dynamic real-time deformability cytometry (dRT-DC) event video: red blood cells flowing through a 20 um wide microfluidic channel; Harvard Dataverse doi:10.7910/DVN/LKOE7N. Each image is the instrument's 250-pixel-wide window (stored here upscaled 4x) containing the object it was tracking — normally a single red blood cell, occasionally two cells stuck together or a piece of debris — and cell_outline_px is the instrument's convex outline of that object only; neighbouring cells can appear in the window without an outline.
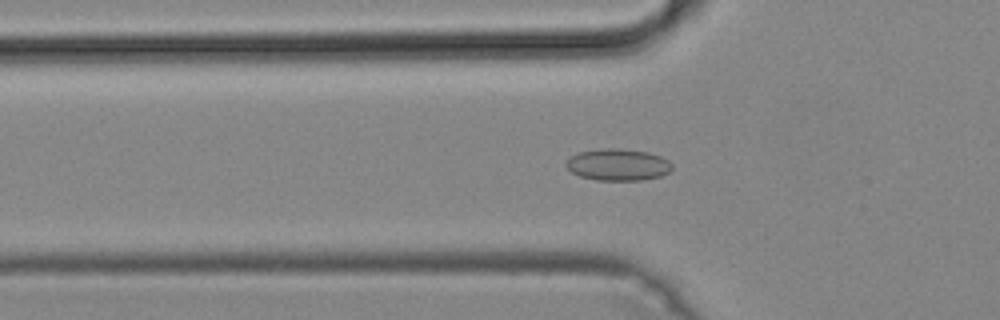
{"species": "common noctule bat (a hibernating species)", "species_latin": "Nyctalus noctula", "temperature_condition": "cold", "stored_images_in_passage": 49, "camera_frame_rate_fps": 3000, "um_per_image_px": 0.085, "animal": {"sex": "male", "body_mass_g": 19.2, "forearm_length_mm": 51.8}, "frame": {"image": 1, "passage_image": 16, "time_ms": 5.0, "image_size_px": [1000, 320], "cell_outline_px": [[672, 168], [668, 172], [660, 176], [640, 180], [596, 180], [580, 176], [572, 172], [564, 164], [576, 152], [604, 148], [616, 148], [648, 152], [660, 156], [668, 160], [672, 164]], "centroid_in_image_um": [52.51, 13.99], "position_along_channel_um": 73.3, "area_um2": 19.54}}
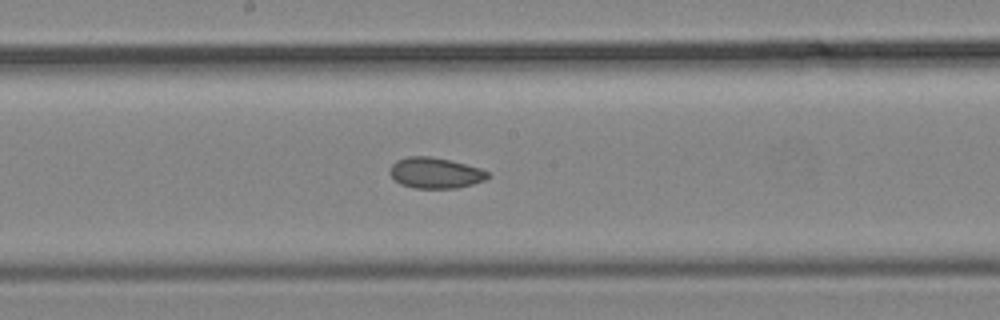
{"frame": {"image": 2, "passage_image": 26, "time_ms": 8.333, "image_size_px": [1000, 320], "cell_outline_px": [[492, 176], [484, 180], [472, 184], [456, 188], [416, 188], [400, 184], [388, 172], [392, 164], [396, 160], [408, 156], [428, 156], [448, 160], [480, 168], [488, 172]], "centroid_in_image_um": [36.99, 14.7], "position_along_channel_um": 211.2, "area_um2": 17.46}}
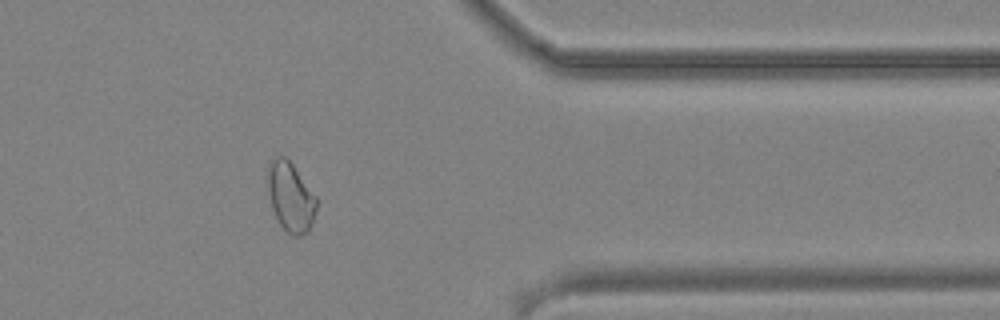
{"frame": {"image": 3, "passage_image": 40, "time_ms": 13.0, "image_size_px": [1000, 320], "cell_outline_px": [[316, 208], [308, 232], [300, 236], [292, 236], [280, 224], [272, 208], [264, 172], [268, 164], [276, 156], [284, 156], [292, 164], [316, 196]], "centroid_in_image_um": [24.65, 16.71], "position_along_channel_um": 386.7, "area_um2": 19.71}}